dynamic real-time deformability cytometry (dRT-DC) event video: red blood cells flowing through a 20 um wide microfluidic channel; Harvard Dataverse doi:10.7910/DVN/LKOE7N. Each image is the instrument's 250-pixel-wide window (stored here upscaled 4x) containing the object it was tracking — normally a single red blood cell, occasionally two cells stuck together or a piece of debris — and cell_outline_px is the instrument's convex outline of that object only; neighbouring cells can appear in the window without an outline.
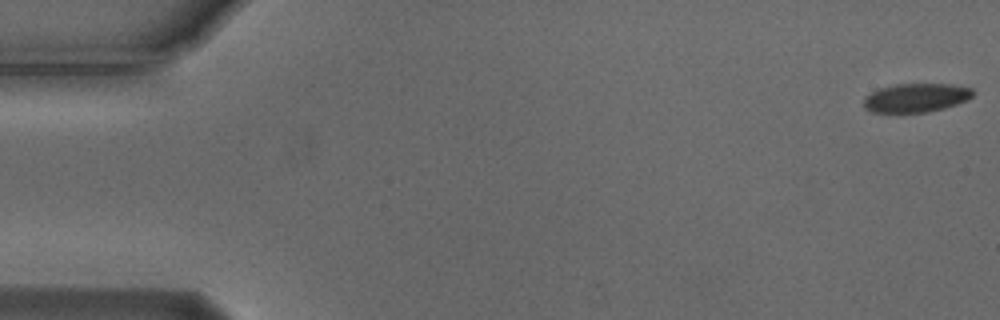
{"species": "Egyptian fruit bat (a non-hibernating species)", "species_latin": "Rousettus aegyptiacus", "temperature_condition": "cold", "stored_images_in_passage": 16, "camera_frame_rate_fps": 3000, "um_per_image_px": 0.085, "animal": {"sex": "male"}, "frame": {"image": 1, "passage_image": 1, "time_ms": 0.0, "image_size_px": [1000, 320], "cell_outline_px": [[976, 92], [968, 100], [944, 108], [924, 112], [872, 112], [864, 108], [864, 96], [880, 88], [896, 84], [952, 84], [972, 88]], "centroid_in_image_um": [77.88, 8.3], "position_along_channel_um": 7.1, "area_um2": 18.32}}
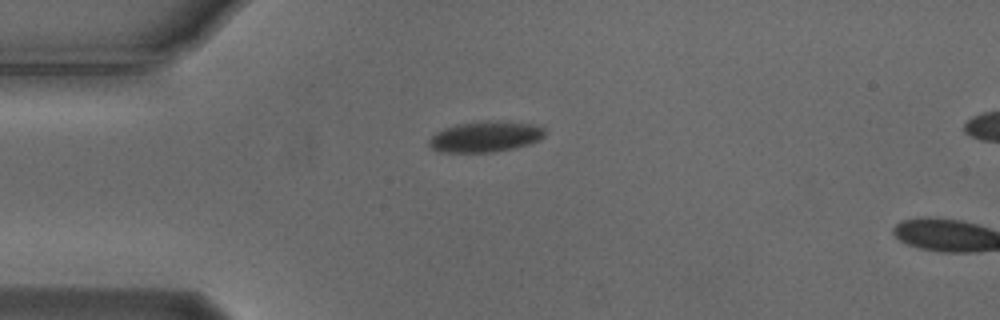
{"frame": {"image": 2, "passage_image": 14, "time_ms": 4.333, "image_size_px": [1000, 320], "cell_outline_px": [[544, 136], [540, 140], [528, 144], [512, 148], [492, 152], [440, 152], [432, 148], [428, 144], [428, 140], [436, 132], [444, 128], [456, 124], [484, 120], [488, 120], [532, 124], [544, 128]], "centroid_in_image_um": [41.22, 11.61], "position_along_channel_um": 43.8, "area_um2": 20.69}}